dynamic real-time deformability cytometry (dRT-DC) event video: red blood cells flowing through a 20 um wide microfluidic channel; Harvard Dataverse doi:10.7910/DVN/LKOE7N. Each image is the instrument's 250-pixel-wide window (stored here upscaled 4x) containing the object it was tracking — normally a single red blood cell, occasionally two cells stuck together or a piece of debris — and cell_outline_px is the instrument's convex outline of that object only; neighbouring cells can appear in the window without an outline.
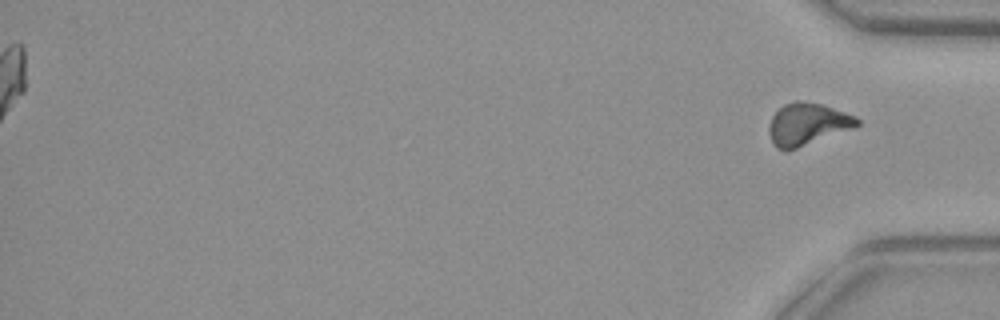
{"species": "common noctule bat (a hibernating species)", "species_latin": "Nyctalus noctula", "temperature_condition": "warm", "stored_images_in_passage": 52, "segment_of_instrument_passage": [2, 2], "camera_frame_rate_fps": 3000, "um_per_image_px": 0.085, "animal": {"sex": "female", "body_mass_g": 29.2, "forearm_length_mm": 56.3}, "frame": {"image": 1, "passage_image": 52, "time_ms": 17.0, "image_size_px": [1000, 320], "cell_outline_px": [[860, 124], [856, 128], [796, 148], [776, 148], [772, 144], [768, 132], [768, 128], [772, 116], [784, 104], [796, 100], [804, 100], [824, 104], [856, 116], [860, 120]], "centroid_in_image_um": [68.66, 10.52], "position_along_channel_um": 366.5, "area_um2": 21.79}}